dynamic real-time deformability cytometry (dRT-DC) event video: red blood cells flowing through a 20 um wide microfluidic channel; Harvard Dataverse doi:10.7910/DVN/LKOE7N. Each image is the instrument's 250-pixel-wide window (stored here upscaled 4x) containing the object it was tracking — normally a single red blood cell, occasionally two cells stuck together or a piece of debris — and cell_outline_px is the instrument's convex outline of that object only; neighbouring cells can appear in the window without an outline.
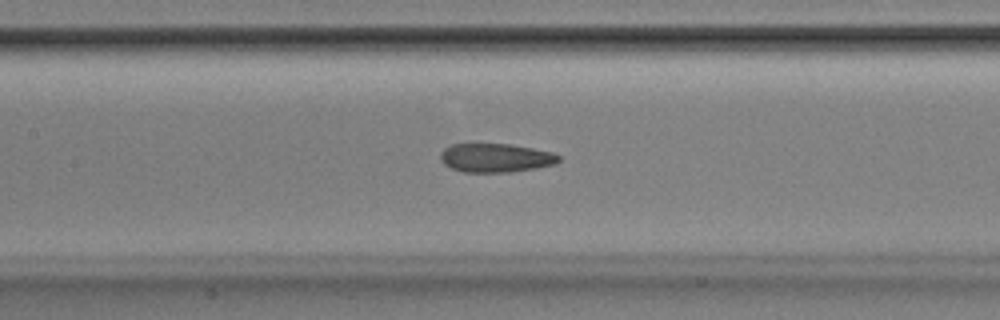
{"species": "Egyptian fruit bat (a non-hibernating species)", "species_latin": "Rousettus aegyptiacus", "temperature_condition": "room temperature", "stored_images_in_passage": 52, "camera_frame_rate_fps": 3000, "um_per_image_px": 0.085, "animal": {"sex": "male"}, "frame": {"image": 1, "passage_image": 24, "time_ms": 7.667, "image_size_px": [1000, 320], "cell_outline_px": [[560, 160], [556, 164], [536, 168], [508, 172], [464, 172], [452, 168], [444, 164], [440, 160], [440, 152], [444, 148], [452, 144], [508, 144], [532, 148], [552, 152], [560, 156]], "centroid_in_image_um": [42.12, 13.42], "position_along_channel_um": 165.3, "area_um2": 19.83}}
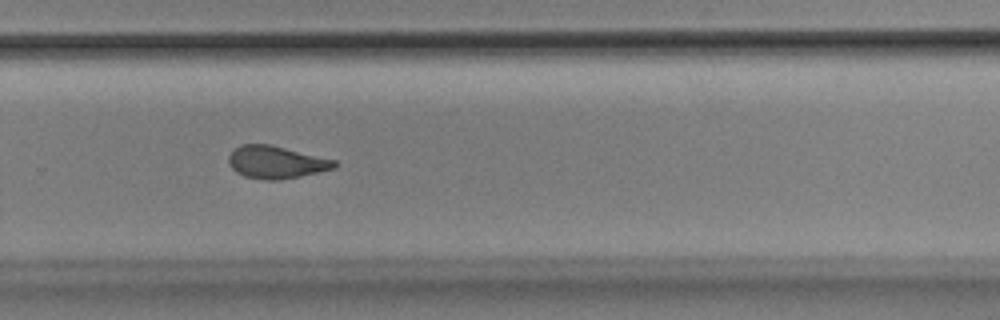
{"frame": {"image": 2, "passage_image": 35, "time_ms": 11.333, "image_size_px": [1000, 320], "cell_outline_px": [[336, 168], [300, 176], [280, 180], [268, 180], [244, 176], [236, 172], [228, 164], [228, 156], [240, 144], [272, 144], [336, 160]], "centroid_in_image_um": [23.47, 13.78], "position_along_channel_um": 306.3, "area_um2": 20.11}}
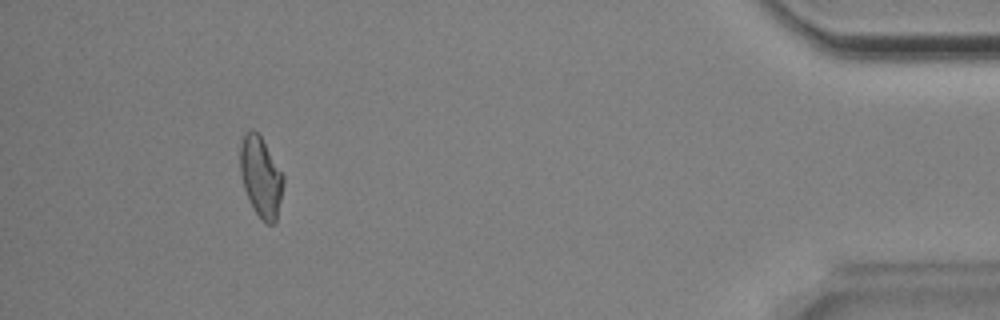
{"frame": {"image": 3, "passage_image": 48, "time_ms": 15.667, "image_size_px": [1000, 320], "cell_outline_px": [[284, 184], [276, 220], [272, 224], [268, 224], [260, 220], [244, 188], [240, 172], [240, 144], [244, 132], [252, 128], [260, 136], [284, 176]], "centroid_in_image_um": [22.16, 15.02], "position_along_channel_um": 413.0, "area_um2": 20.0}, "authors_computed_cell_mechanics": {"area_um2": 20.4612, "velocity_mm_per_s": 3.8637, "shape_relaxation_time_tau1_ms": null, "shape_relaxation_time_tau2_ms": 2.2704, "deformation_change_tau1": null, "deformation_change_tau2": 0.0898}}